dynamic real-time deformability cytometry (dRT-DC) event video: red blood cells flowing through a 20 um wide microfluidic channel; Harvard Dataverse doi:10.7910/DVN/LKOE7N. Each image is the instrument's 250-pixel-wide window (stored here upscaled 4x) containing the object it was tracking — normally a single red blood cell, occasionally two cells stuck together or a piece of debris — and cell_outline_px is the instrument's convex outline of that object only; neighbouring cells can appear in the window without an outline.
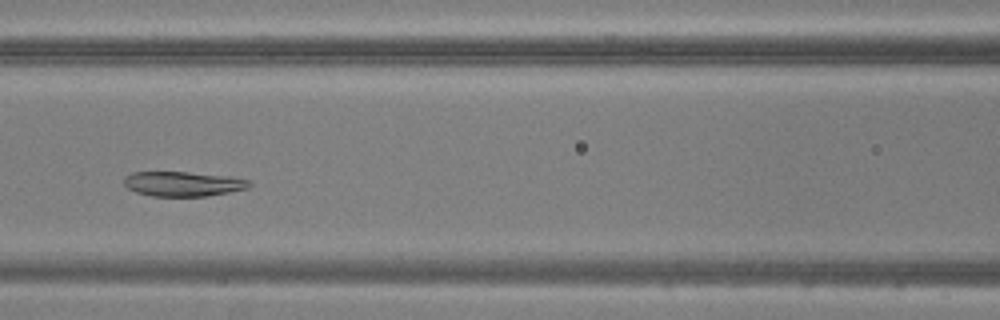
{"species": "common noctule bat (a hibernating species)", "species_latin": "Nyctalus noctula", "temperature_condition": "warm", "stored_images_in_passage": 40, "camera_frame_rate_fps": 3000, "um_per_image_px": 0.085, "animal": {"sex": "male", "body_mass_g": 20.5, "forearm_length_mm": 52.5}, "frame": {"image": 1, "passage_image": 17, "time_ms": 5.333, "image_size_px": [1000, 320], "cell_outline_px": [[252, 184], [248, 188], [208, 196], [152, 196], [136, 192], [128, 188], [124, 184], [124, 176], [132, 172], [188, 172], [232, 176], [248, 180]], "centroid_in_image_um": [15.56, 15.62], "position_along_channel_um": 151.0, "area_um2": 18.15}}
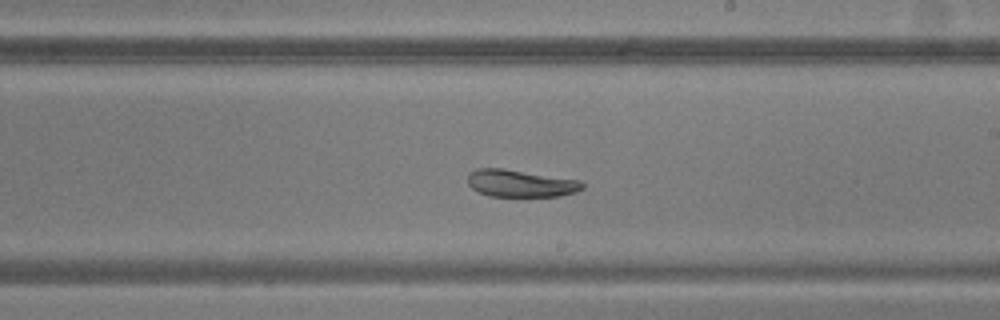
{"frame": {"image": 2, "passage_image": 24, "time_ms": 7.667, "image_size_px": [1000, 320], "cell_outline_px": [[584, 188], [576, 192], [560, 196], [488, 196], [472, 188], [468, 184], [468, 172], [476, 168], [504, 168], [580, 180], [584, 184]], "centroid_in_image_um": [44.24, 15.58], "position_along_channel_um": 244.8, "area_um2": 18.32}}
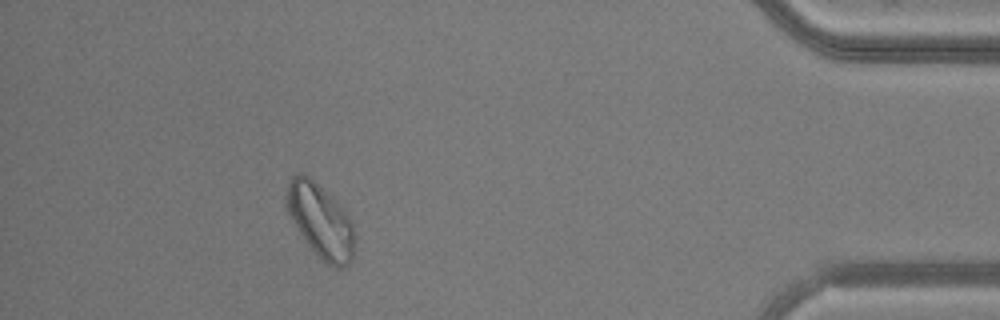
{"frame": {"image": 3, "passage_image": 40, "time_ms": 13.0, "image_size_px": [1000, 320], "cell_outline_px": [[356, 248], [352, 260], [348, 264], [340, 268], [336, 268], [328, 264], [308, 244], [288, 216], [284, 208], [284, 196], [288, 184], [292, 176], [296, 172], [304, 172], [336, 200], [344, 208], [352, 224], [356, 236]], "centroid_in_image_um": [27.23, 18.73], "position_along_channel_um": 408.0, "area_um2": 29.88}}